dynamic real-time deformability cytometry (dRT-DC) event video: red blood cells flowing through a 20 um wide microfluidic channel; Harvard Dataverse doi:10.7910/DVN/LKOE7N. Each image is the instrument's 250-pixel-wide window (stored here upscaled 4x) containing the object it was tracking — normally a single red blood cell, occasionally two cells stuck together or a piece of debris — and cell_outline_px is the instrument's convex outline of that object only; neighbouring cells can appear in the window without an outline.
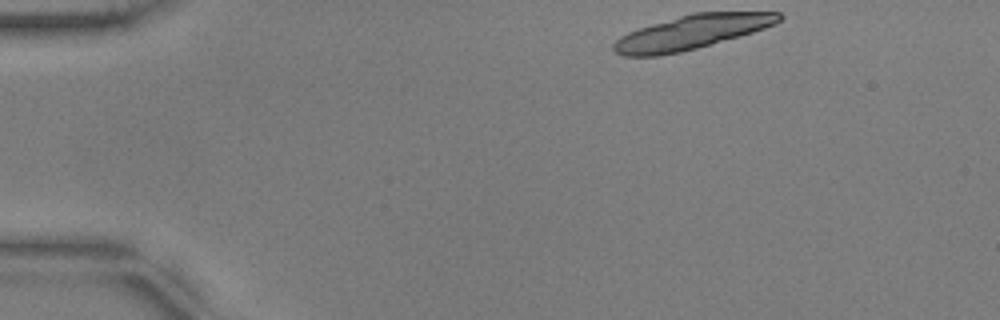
{"species": "common noctule bat (a hibernating species)", "species_latin": "Nyctalus noctula", "temperature_condition": "warm", "stored_images_in_passage": 12, "camera_frame_rate_fps": 3000, "um_per_image_px": 0.085, "animal": {"sex": "male", "body_mass_g": 17.9, "forearm_length_mm": 54.2}, "frame": {"image": 1, "passage_image": 1, "time_ms": 0.0, "image_size_px": [1000, 320], "cell_outline_px": [[784, 16], [776, 24], [752, 32], [696, 48], [680, 52], [660, 56], [624, 56], [616, 52], [612, 48], [612, 44], [620, 36], [628, 32], [652, 24], [692, 12], [780, 12]], "centroid_in_image_um": [58.77, 2.73], "position_along_channel_um": 26.2, "area_um2": 32.54}}